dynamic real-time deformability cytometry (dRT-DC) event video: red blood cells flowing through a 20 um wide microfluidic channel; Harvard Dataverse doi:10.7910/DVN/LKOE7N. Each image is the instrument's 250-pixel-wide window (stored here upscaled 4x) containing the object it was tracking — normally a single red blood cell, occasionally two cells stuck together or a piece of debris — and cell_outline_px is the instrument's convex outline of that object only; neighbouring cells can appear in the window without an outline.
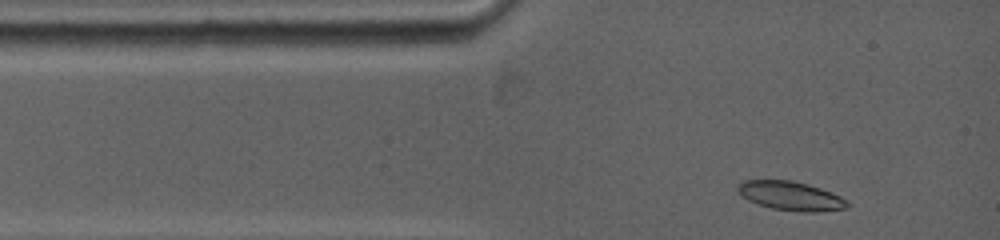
{"species": "common noctule bat (a hibernating species)", "species_latin": "Nyctalus noctula", "temperature_condition": "warm", "stored_images_in_passage": 27, "camera_frame_rate_fps": 5000, "um_per_image_px": 0.085, "animal": {"sex": "female", "body_mass_g": 19.0, "forearm_length_mm": 53.3}, "frame": {"image": 1, "passage_image": 1, "time_ms": 0.0, "image_size_px": [1000, 240], "cell_outline_px": [[848, 208], [812, 212], [800, 212], [772, 208], [748, 200], [736, 188], [736, 184], [744, 180], [792, 180], [808, 184], [820, 188], [840, 196], [848, 200]], "centroid_in_image_um": [67.22, 16.64], "position_along_channel_um": 17.8, "area_um2": 18.38}}
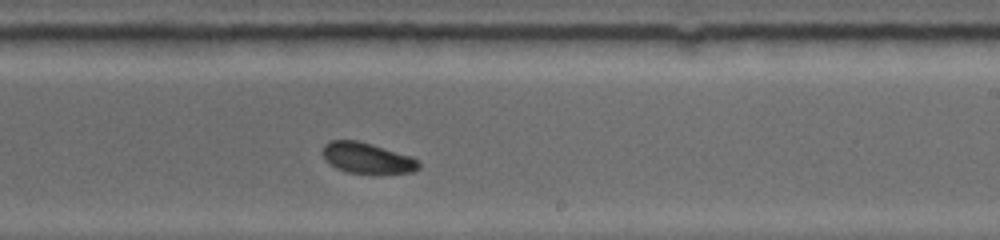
{"frame": {"image": 2, "passage_image": 16, "time_ms": 6.8, "image_size_px": [1000, 240], "cell_outline_px": [[420, 168], [412, 172], [348, 172], [336, 168], [328, 164], [324, 160], [320, 152], [324, 144], [332, 140], [356, 140], [372, 144], [412, 156], [420, 160]], "centroid_in_image_um": [31.16, 13.41], "position_along_channel_um": 257.8, "area_um2": 17.22}}
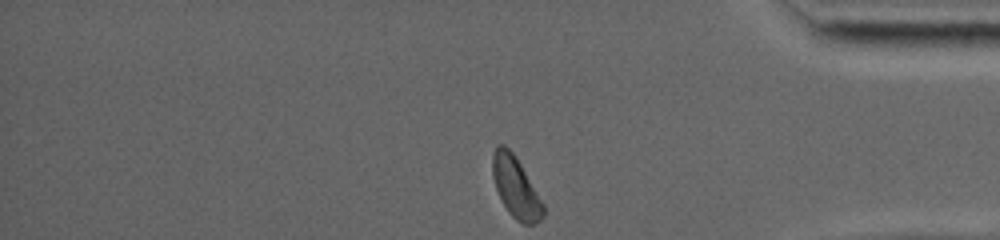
{"frame": {"image": 3, "passage_image": 27, "time_ms": 10.8, "image_size_px": [1000, 240], "cell_outline_px": [[544, 216], [536, 224], [520, 224], [508, 212], [496, 188], [492, 176], [492, 152], [496, 144], [504, 144], [516, 156], [544, 204]], "centroid_in_image_um": [43.83, 15.91], "position_along_channel_um": 391.4, "area_um2": 18.09}, "authors_computed_cell_mechanics": {"area_um2": 17.8024, "velocity_mm_per_s": 3.8629, "shape_relaxation_time_tau1_ms": 2.0709, "shape_relaxation_time_tau2_ms": null, "deformation_change_tau1": 0.092, "deformation_change_tau2": null}}